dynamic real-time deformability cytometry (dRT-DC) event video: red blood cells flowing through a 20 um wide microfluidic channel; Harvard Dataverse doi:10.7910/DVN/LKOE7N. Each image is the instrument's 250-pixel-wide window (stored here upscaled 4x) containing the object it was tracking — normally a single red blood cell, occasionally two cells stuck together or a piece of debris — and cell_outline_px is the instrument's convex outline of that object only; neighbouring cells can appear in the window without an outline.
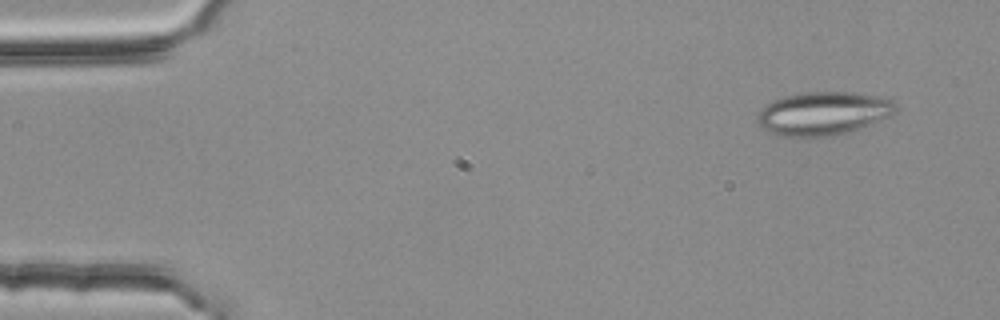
{"species": "common noctule bat (a hibernating species)", "species_latin": "Nyctalus noctula", "temperature_condition": "room temperature", "stored_images_in_passage": 4, "camera_frame_rate_fps": 3000, "um_per_image_px": 0.085, "animal": {"sex": "female", "body_mass_g": 25.1}, "frame": {"image": 1, "passage_image": 1, "time_ms": 0.0, "image_size_px": [1000, 320], "cell_outline_px": [[900, 108], [892, 116], [848, 132], [832, 136], [804, 140], [776, 136], [768, 132], [756, 120], [756, 116], [772, 100], [784, 96], [804, 92], [856, 92], [888, 96]], "centroid_in_image_um": [70.02, 9.67], "position_along_channel_um": 15.0, "area_um2": 36.18}}